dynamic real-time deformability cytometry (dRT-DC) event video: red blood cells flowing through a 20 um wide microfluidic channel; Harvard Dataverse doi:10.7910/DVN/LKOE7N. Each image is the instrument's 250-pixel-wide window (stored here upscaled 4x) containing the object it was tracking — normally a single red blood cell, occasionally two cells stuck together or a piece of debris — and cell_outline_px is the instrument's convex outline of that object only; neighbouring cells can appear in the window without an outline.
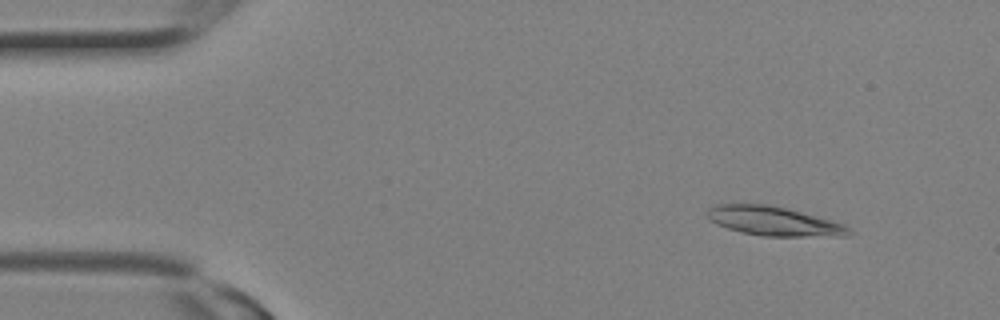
{"species": "Egyptian fruit bat (a non-hibernating species)", "species_latin": "Rousettus aegyptiacus", "temperature_condition": "room temperature", "stored_images_in_passage": 2, "camera_frame_rate_fps": 3000, "um_per_image_px": 0.085, "animal": {"sex": "female"}, "frame": {"image": 1, "passage_image": 1, "time_ms": 0.0, "image_size_px": [1000, 320], "cell_outline_px": [[852, 232], [844, 236], [764, 236], [740, 232], [716, 224], [708, 220], [708, 208], [712, 204], [764, 204], [784, 208], [800, 212], [844, 224]], "centroid_in_image_um": [65.7, 18.8], "position_along_channel_um": 19.3, "area_um2": 23.76}}